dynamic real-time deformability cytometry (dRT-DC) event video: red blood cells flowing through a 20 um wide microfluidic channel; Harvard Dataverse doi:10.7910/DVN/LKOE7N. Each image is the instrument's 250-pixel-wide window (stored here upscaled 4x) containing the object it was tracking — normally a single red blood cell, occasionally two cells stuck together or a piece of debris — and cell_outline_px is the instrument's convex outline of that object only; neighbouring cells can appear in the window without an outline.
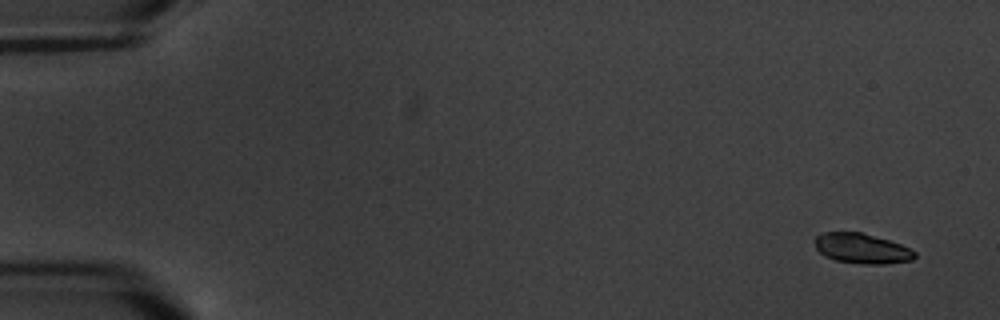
{"species": "common noctule bat (a hibernating species)", "species_latin": "Nyctalus noctula", "temperature_condition": "warm", "stored_images_in_passage": 6, "segment_of_instrument_passage": [1, 2], "camera_frame_rate_fps": 3000, "um_per_image_px": 0.085, "animal": {"sex": "male", "body_mass_g": 20.1, "forearm_length_mm": 53.5}, "frame": {"image": 1, "passage_image": 1, "time_ms": 0.0, "image_size_px": [1000, 320], "cell_outline_px": [[916, 256], [912, 260], [884, 264], [864, 264], [836, 260], [824, 256], [816, 248], [816, 236], [824, 232], [860, 232], [888, 240], [912, 248], [916, 252]], "centroid_in_image_um": [73.28, 21.12], "position_along_channel_um": 11.7, "area_um2": 17.4}}